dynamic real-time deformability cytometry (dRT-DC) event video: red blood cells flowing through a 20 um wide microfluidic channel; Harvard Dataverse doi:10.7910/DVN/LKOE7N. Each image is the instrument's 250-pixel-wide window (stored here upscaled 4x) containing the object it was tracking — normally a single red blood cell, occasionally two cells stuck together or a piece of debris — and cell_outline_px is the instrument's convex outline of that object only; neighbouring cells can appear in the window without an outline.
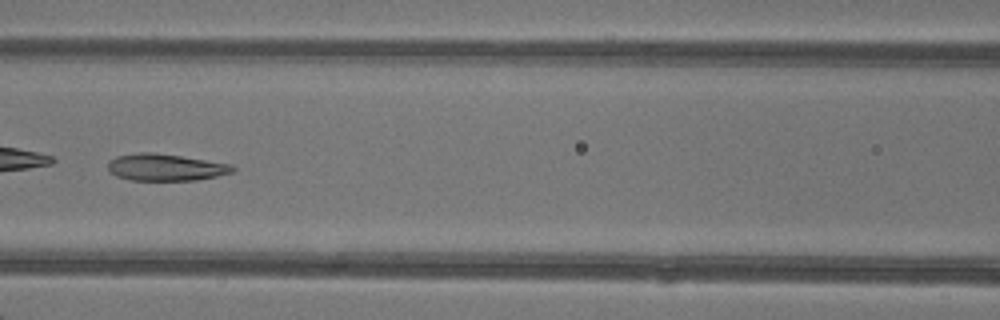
{"species": "common noctule bat (a hibernating species)", "species_latin": "Nyctalus noctula", "temperature_condition": "warm", "stored_images_in_passage": 8, "camera_frame_rate_fps": 3000, "um_per_image_px": 0.085, "animal": {"sex": "female"}, "frame": {"image": 1, "passage_image": 7, "time_ms": 7.0, "image_size_px": [1000, 320], "cell_outline_px": [[236, 168], [232, 172], [216, 176], [196, 180], [132, 180], [116, 176], [108, 172], [108, 160], [116, 156], [140, 152], [152, 152], [180, 156], [232, 164]], "centroid_in_image_um": [14.03, 14.22], "position_along_channel_um": 152.6, "area_um2": 19.54}}
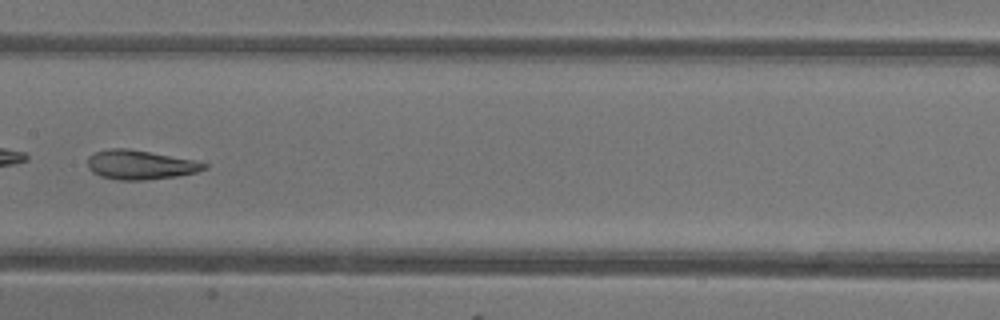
{"frame": {"image": 2, "passage_image": 8, "time_ms": 8.0, "image_size_px": [1000, 320], "cell_outline_px": [[208, 168], [196, 172], [176, 176], [144, 180], [120, 180], [100, 176], [92, 172], [88, 168], [88, 156], [96, 152], [108, 148], [128, 148], [196, 160], [208, 164]], "centroid_in_image_um": [11.92, 14.0], "position_along_channel_um": 195.5, "area_um2": 19.94}}